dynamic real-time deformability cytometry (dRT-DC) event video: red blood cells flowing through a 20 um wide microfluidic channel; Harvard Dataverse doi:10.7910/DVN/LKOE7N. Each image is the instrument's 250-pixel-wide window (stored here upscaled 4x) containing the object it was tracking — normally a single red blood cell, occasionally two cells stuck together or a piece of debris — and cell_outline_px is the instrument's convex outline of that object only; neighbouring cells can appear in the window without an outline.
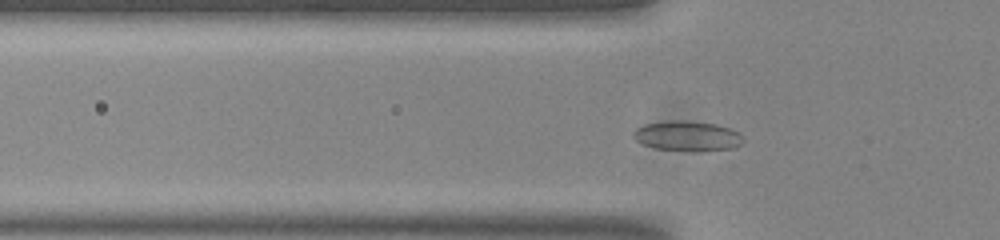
{"species": "common noctule bat (a hibernating species)", "species_latin": "Nyctalus noctula", "temperature_condition": "room temperature", "stored_images_in_passage": 40, "camera_frame_rate_fps": 3000, "um_per_image_px": 0.085, "animal": {"sex": "male", "body_mass_g": 20.0, "forearm_length_mm": 53.3}, "frame": {"image": 1, "passage_image": 3, "time_ms": 0.667, "image_size_px": [1000, 240], "cell_outline_px": [[744, 140], [740, 144], [732, 148], [700, 152], [696, 152], [656, 148], [644, 144], [636, 140], [632, 136], [632, 132], [636, 128], [644, 124], [668, 120], [684, 120], [716, 124], [728, 128], [736, 132]], "centroid_in_image_um": [58.38, 11.56], "position_along_channel_um": 67.4, "area_um2": 19.25}}
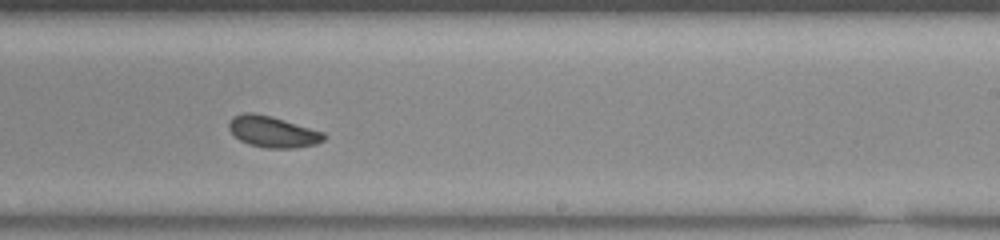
{"frame": {"image": 2, "passage_image": 19, "time_ms": 6.0, "image_size_px": [1000, 240], "cell_outline_px": [[328, 136], [324, 140], [316, 144], [296, 148], [268, 148], [248, 144], [240, 140], [228, 128], [228, 124], [236, 116], [244, 112], [252, 112], [272, 116], [324, 132]], "centroid_in_image_um": [23.23, 11.2], "position_along_channel_um": 265.8, "area_um2": 17.22}}
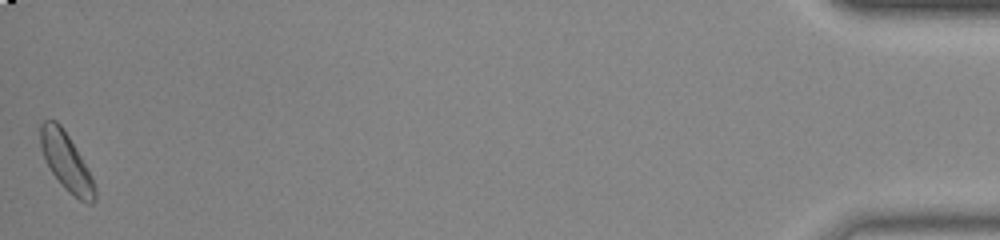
{"frame": {"image": 3, "passage_image": 40, "time_ms": 13.0, "image_size_px": [1000, 240], "cell_outline_px": [[96, 200], [92, 204], [88, 204], [80, 200], [68, 192], [64, 188], [52, 172], [40, 148], [40, 124], [44, 120], [56, 120], [60, 124], [68, 136], [92, 176], [96, 188]], "centroid_in_image_um": [5.64, 13.77], "position_along_channel_um": 429.6, "area_um2": 18.09}, "authors_computed_cell_mechanics": {"area_um2": 17.2822, "velocity_mm_per_s": 3.726, "shape_relaxation_time_tau1_ms": 6.0123, "shape_relaxation_time_tau2_ms": 3.6168, "deformation_change_tau1": 0.0971, "deformation_change_tau2": 0.0513}}